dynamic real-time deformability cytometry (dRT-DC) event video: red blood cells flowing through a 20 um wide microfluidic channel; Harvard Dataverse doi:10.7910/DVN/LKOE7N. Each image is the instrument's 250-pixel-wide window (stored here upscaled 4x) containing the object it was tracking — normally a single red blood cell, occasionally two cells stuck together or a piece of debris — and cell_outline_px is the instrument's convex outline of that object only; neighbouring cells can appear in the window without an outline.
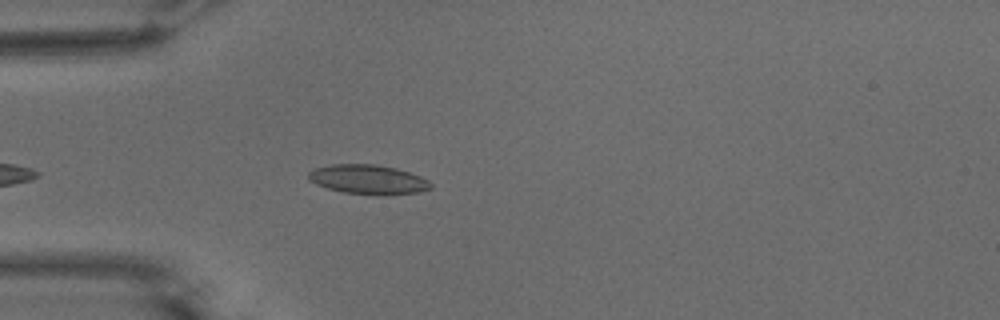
{"species": "common noctule bat (a hibernating species)", "species_latin": "Nyctalus noctula", "temperature_condition": "warm", "stored_images_in_passage": 41, "camera_frame_rate_fps": 3000, "um_per_image_px": 0.085, "animal": {"sex": "male", "body_mass_g": 15.6}, "frame": {"image": 1, "passage_image": 5, "time_ms": 1.333, "image_size_px": [1000, 320], "cell_outline_px": [[432, 188], [420, 192], [344, 192], [328, 188], [316, 184], [308, 180], [308, 172], [316, 168], [332, 164], [376, 164], [396, 168], [420, 176], [428, 180], [432, 184]], "centroid_in_image_um": [31.25, 15.2], "position_along_channel_um": 53.8, "area_um2": 20.0}}
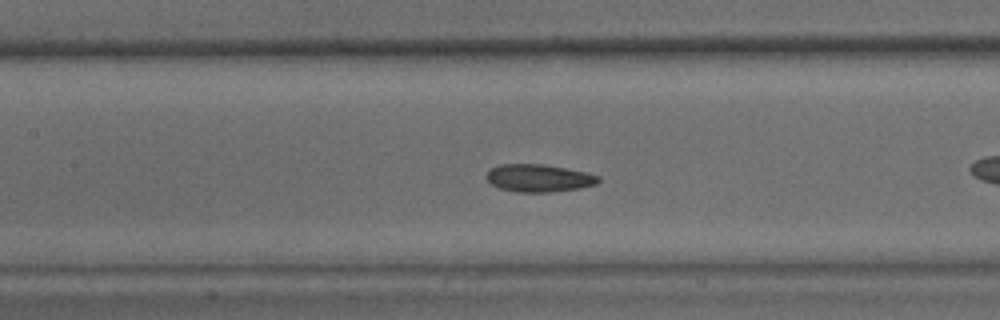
{"frame": {"image": 2, "passage_image": 11, "time_ms": 3.333, "image_size_px": [1000, 320], "cell_outline_px": [[600, 180], [596, 184], [580, 188], [552, 192], [516, 192], [500, 188], [492, 184], [484, 176], [488, 168], [500, 164], [544, 164], [584, 172], [600, 176]], "centroid_in_image_um": [45.75, 15.13], "position_along_channel_um": 161.6, "area_um2": 18.09}}
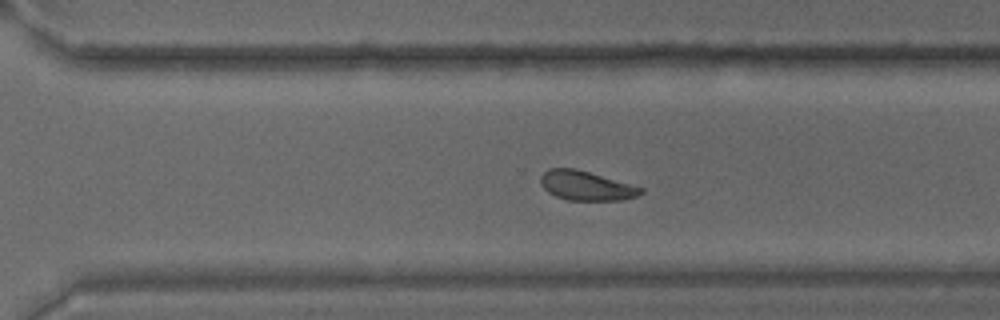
{"frame": {"image": 3, "passage_image": 24, "time_ms": 7.667, "image_size_px": [1000, 320], "cell_outline_px": [[644, 192], [636, 196], [624, 200], [568, 200], [556, 196], [548, 192], [540, 184], [540, 176], [548, 168], [576, 168], [644, 188]], "centroid_in_image_um": [49.81, 15.78], "position_along_channel_um": 320.8, "area_um2": 17.17}, "authors_computed_cell_mechanics": {"area_um2": 18.5538, "velocity_mm_per_s": 3.682, "shape_relaxation_time_tau1_ms": 2.0166, "shape_relaxation_time_tau2_ms": 1.5516, "deformation_change_tau1": 0.085, "deformation_change_tau2": 0.063}}